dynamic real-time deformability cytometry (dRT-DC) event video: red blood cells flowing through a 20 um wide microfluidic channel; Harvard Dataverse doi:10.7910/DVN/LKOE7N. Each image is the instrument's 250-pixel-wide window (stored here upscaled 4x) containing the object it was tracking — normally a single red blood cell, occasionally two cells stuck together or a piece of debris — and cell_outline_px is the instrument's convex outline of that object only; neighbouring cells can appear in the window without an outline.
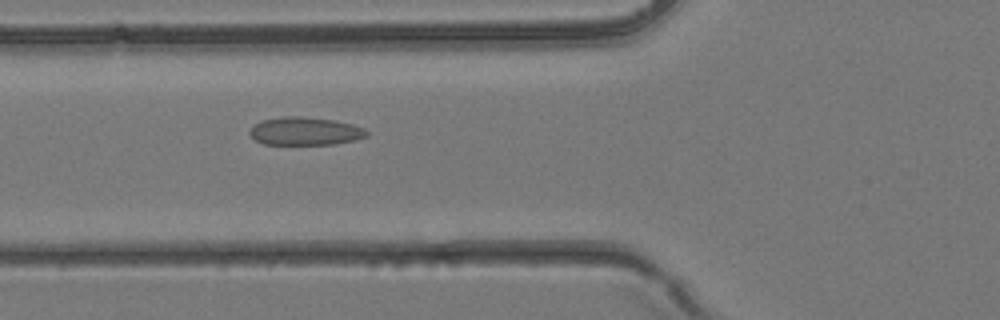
{"species": "common noctule bat (a hibernating species)", "species_latin": "Nyctalus noctula", "temperature_condition": "room temperature", "stored_images_in_passage": 39, "camera_frame_rate_fps": 3000, "um_per_image_px": 0.085, "animal": {"sex": "female", "body_mass_g": 24.6, "forearm_length_mm": 56.2}, "frame": {"image": 1, "passage_image": 15, "time_ms": 4.667, "image_size_px": [1000, 320], "cell_outline_px": [[368, 136], [352, 140], [332, 144], [260, 144], [248, 132], [256, 124], [264, 120], [284, 116], [300, 116], [332, 120], [352, 124], [364, 128], [368, 132]], "centroid_in_image_um": [25.93, 11.15], "position_along_channel_um": 99.9, "area_um2": 18.84}}
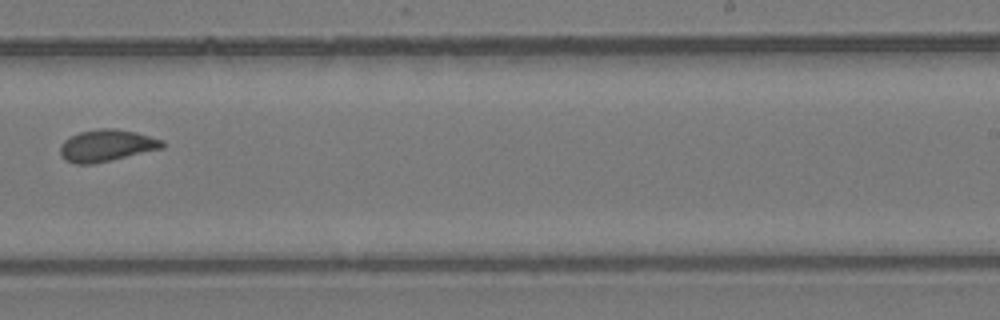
{"frame": {"image": 2, "passage_image": 25, "time_ms": 8.0, "image_size_px": [1000, 320], "cell_outline_px": [[164, 148], [92, 164], [76, 164], [64, 160], [60, 156], [60, 144], [64, 140], [80, 132], [96, 128], [112, 128], [136, 132], [164, 140]], "centroid_in_image_um": [9.04, 12.37], "position_along_channel_um": 280.0, "area_um2": 19.02}}
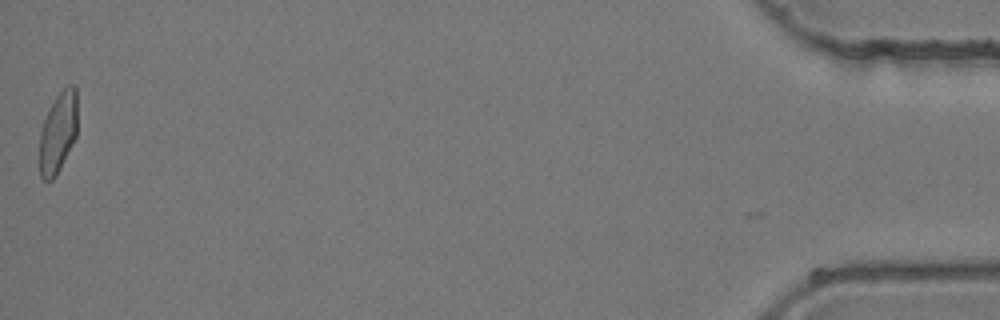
{"frame": {"image": 3, "passage_image": 39, "time_ms": 12.667, "image_size_px": [1000, 320], "cell_outline_px": [[76, 136], [56, 176], [52, 180], [44, 180], [40, 176], [40, 132], [44, 120], [56, 96], [68, 84], [76, 84]], "centroid_in_image_um": [4.93, 11.26], "position_along_channel_um": 430.3, "area_um2": 17.57}}